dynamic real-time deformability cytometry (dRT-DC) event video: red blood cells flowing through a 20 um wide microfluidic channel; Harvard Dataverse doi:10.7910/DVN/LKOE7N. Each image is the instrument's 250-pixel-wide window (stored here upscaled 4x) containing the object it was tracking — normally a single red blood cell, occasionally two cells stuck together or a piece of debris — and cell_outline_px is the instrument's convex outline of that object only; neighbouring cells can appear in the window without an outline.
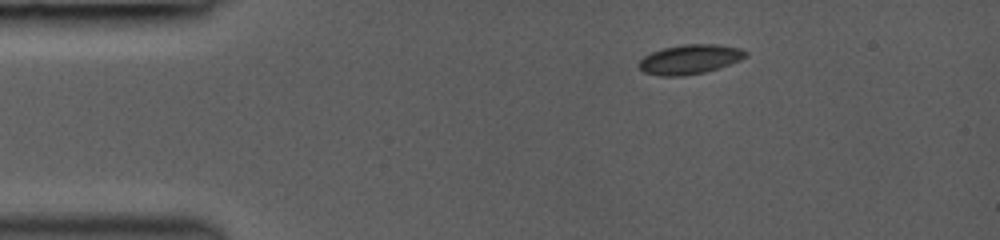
{"species": "common noctule bat (a hibernating species)", "species_latin": "Nyctalus noctula", "temperature_condition": "room temperature", "stored_images_in_passage": 28, "camera_frame_rate_fps": 3000, "um_per_image_px": 0.085, "animal": {"sex": "female", "body_mass_g": 19.0, "forearm_length_mm": 53.3}, "frame": {"image": 1, "passage_image": 1, "time_ms": 0.0, "image_size_px": [1000, 240], "cell_outline_px": [[748, 56], [740, 60], [720, 68], [704, 72], [680, 76], [660, 76], [644, 72], [640, 68], [640, 60], [644, 56], [652, 52], [664, 48], [684, 44], [716, 44], [740, 48], [748, 52]], "centroid_in_image_um": [58.67, 5.04], "position_along_channel_um": 26.3, "area_um2": 18.26}}
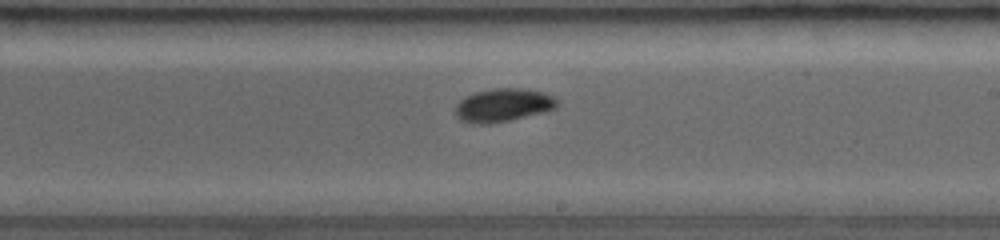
{"frame": {"image": 2, "passage_image": 13, "time_ms": 6.667, "image_size_px": [1000, 240], "cell_outline_px": [[560, 104], [556, 108], [544, 112], [508, 120], [488, 124], [472, 124], [460, 120], [456, 116], [456, 104], [464, 96], [476, 92], [492, 88], [520, 88], [544, 92], [552, 96]], "centroid_in_image_um": [42.75, 8.93], "position_along_channel_um": 246.3, "area_um2": 19.77}}
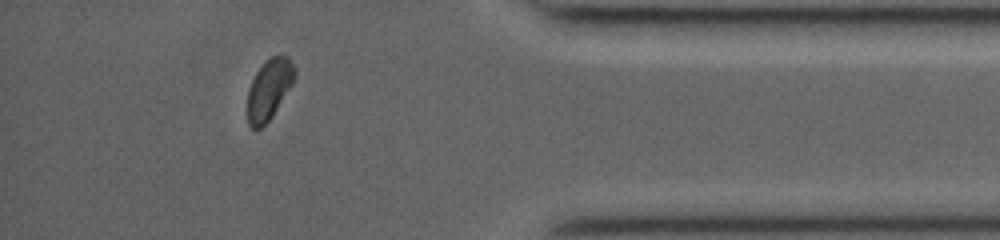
{"frame": {"image": 3, "passage_image": 24, "time_ms": 11.0, "image_size_px": [1000, 240], "cell_outline_px": [[296, 72], [292, 84], [272, 116], [256, 132], [248, 124], [248, 88], [256, 72], [272, 56], [288, 56], [296, 68]], "centroid_in_image_um": [22.87, 7.61], "position_along_channel_um": 412.3, "area_um2": 16.36}, "authors_computed_cell_mechanics": {"area_um2": 18.2648, "velocity_mm_per_s": 4.2493, "shape_relaxation_time_tau1_ms": 2.2185, "shape_relaxation_time_tau2_ms": null, "deformation_change_tau1": 0.086, "deformation_change_tau2": null}}